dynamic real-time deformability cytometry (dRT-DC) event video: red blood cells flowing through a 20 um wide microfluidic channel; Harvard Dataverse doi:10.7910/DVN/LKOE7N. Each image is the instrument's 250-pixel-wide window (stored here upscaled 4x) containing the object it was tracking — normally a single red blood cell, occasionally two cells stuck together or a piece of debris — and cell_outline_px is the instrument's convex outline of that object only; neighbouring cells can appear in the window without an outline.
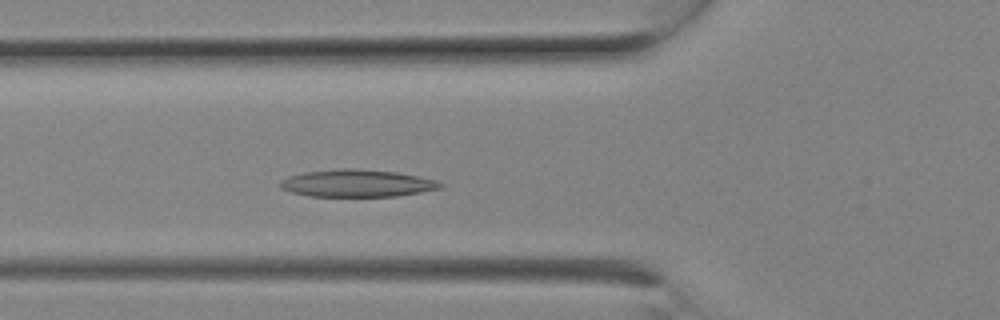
{"species": "Egyptian fruit bat (a non-hibernating species)", "species_latin": "Rousettus aegyptiacus", "temperature_condition": "room temperature", "stored_images_in_passage": 7, "camera_frame_rate_fps": 3000, "um_per_image_px": 0.085, "animal": {"sex": "female"}, "frame": {"image": 1, "passage_image": 7, "time_ms": 2.0, "image_size_px": [1000, 320], "cell_outline_px": [[444, 188], [396, 196], [308, 196], [292, 192], [280, 188], [280, 180], [288, 176], [304, 172], [340, 168], [356, 168], [396, 172], [436, 180], [444, 184]], "centroid_in_image_um": [30.34, 15.57], "position_along_channel_um": 95.5, "area_um2": 25.55}}